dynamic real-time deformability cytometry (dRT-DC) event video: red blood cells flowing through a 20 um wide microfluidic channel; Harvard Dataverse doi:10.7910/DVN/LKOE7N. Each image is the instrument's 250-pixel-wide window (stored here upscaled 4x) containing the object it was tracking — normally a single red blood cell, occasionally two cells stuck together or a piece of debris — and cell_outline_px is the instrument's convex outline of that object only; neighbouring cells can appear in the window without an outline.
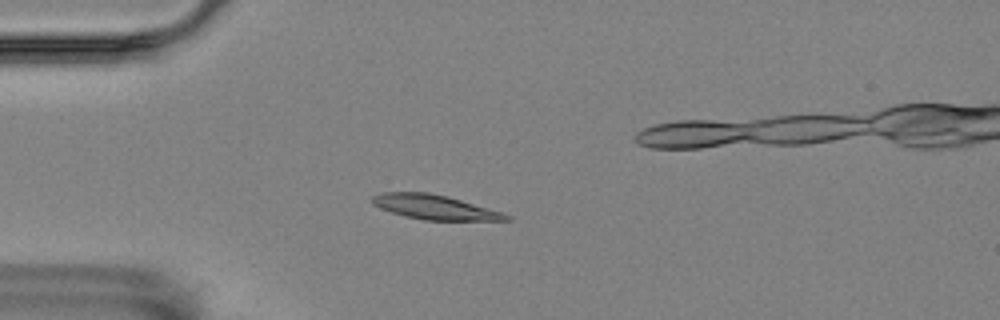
{"species": "Egyptian fruit bat (a non-hibernating species)", "species_latin": "Rousettus aegyptiacus", "temperature_condition": "room temperature", "stored_images_in_passage": 57, "camera_frame_rate_fps": 3000, "um_per_image_px": 0.085, "animal": {"sex": "female"}, "frame": {"image": 1, "passage_image": 14, "time_ms": 4.333, "image_size_px": [1000, 320], "cell_outline_px": [[512, 220], [424, 220], [404, 216], [380, 208], [372, 204], [368, 200], [372, 196], [380, 192], [428, 192], [448, 196], [504, 212], [512, 216]], "centroid_in_image_um": [36.94, 17.6], "position_along_channel_um": 48.1, "area_um2": 19.42}}
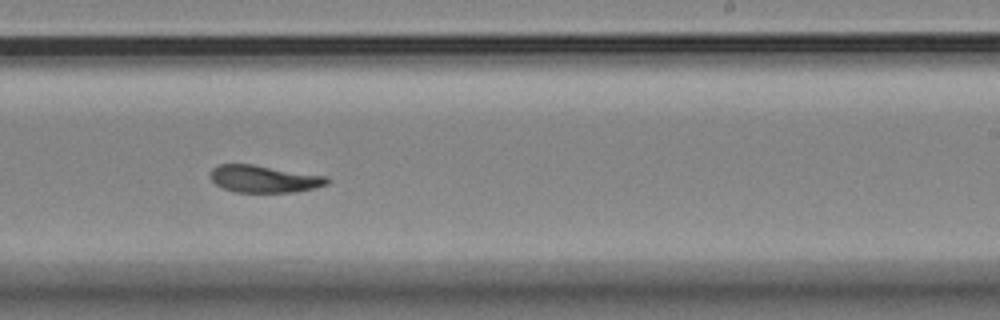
{"frame": {"image": 2, "passage_image": 34, "time_ms": 11.0, "image_size_px": [1000, 320], "cell_outline_px": [[328, 184], [316, 188], [296, 192], [236, 192], [224, 188], [216, 184], [212, 180], [212, 168], [220, 164], [252, 164], [328, 176]], "centroid_in_image_um": [22.49, 15.21], "position_along_channel_um": 266.5, "area_um2": 18.44}}
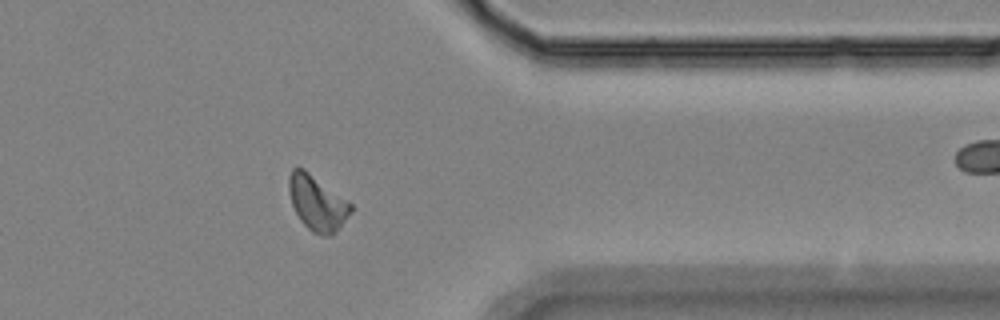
{"frame": {"image": 3, "passage_image": 45, "time_ms": 14.667, "image_size_px": [1000, 320], "cell_outline_px": [[352, 212], [340, 228], [332, 236], [324, 236], [312, 232], [300, 220], [292, 204], [288, 192], [288, 176], [292, 168], [304, 168], [352, 204]], "centroid_in_image_um": [26.96, 17.26], "position_along_channel_um": 384.4, "area_um2": 19.94}, "authors_computed_cell_mechanics": {"area_um2": 18.7272, "velocity_mm_per_s": 3.5049, "shape_relaxation_time_tau1_ms": 10.6173, "shape_relaxation_time_tau2_ms": null, "deformation_change_tau1": 0.2272, "deformation_change_tau2": null}}